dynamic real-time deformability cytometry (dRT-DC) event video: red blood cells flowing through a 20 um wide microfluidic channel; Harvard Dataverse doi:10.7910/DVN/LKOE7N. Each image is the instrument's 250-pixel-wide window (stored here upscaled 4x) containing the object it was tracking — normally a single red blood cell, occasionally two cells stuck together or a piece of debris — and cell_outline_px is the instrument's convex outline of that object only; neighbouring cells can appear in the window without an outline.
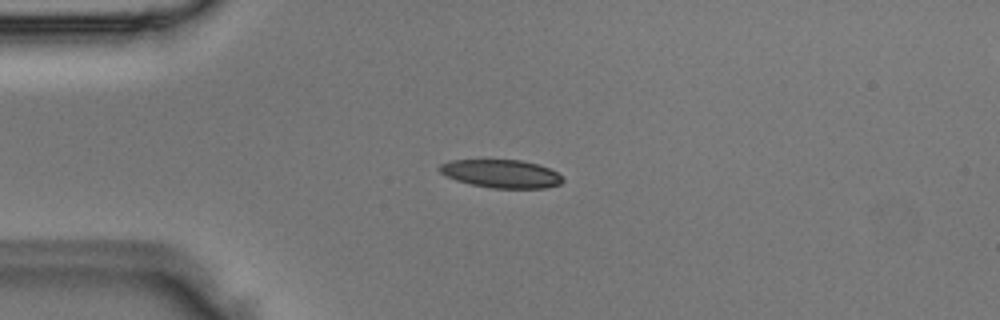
{"species": "Egyptian fruit bat (a non-hibernating species)", "species_latin": "Rousettus aegyptiacus", "temperature_condition": "room temperature", "stored_images_in_passage": 4, "camera_frame_rate_fps": 3000, "um_per_image_px": 0.085, "animal": {"sex": "male"}, "frame": {"image": 1, "passage_image": 2, "time_ms": 0.333, "image_size_px": [1000, 320], "cell_outline_px": [[564, 180], [560, 184], [544, 188], [492, 188], [472, 184], [456, 180], [440, 172], [436, 168], [440, 164], [448, 160], [520, 160], [536, 164], [548, 168], [556, 172]], "centroid_in_image_um": [42.57, 14.76], "position_along_channel_um": 42.4, "area_um2": 20.06}}
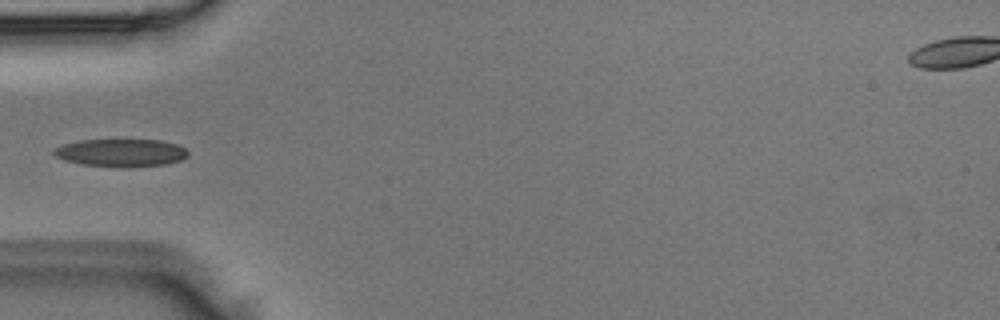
{"frame": {"image": 2, "passage_image": 3, "time_ms": 0.667, "image_size_px": [1000, 320], "cell_outline_px": [[188, 156], [180, 160], [168, 164], [84, 164], [64, 160], [56, 156], [52, 152], [56, 148], [64, 144], [80, 140], [160, 140], [176, 144], [184, 148], [188, 152]], "centroid_in_image_um": [10.29, 12.93], "position_along_channel_um": 74.7, "area_um2": 20.4}}